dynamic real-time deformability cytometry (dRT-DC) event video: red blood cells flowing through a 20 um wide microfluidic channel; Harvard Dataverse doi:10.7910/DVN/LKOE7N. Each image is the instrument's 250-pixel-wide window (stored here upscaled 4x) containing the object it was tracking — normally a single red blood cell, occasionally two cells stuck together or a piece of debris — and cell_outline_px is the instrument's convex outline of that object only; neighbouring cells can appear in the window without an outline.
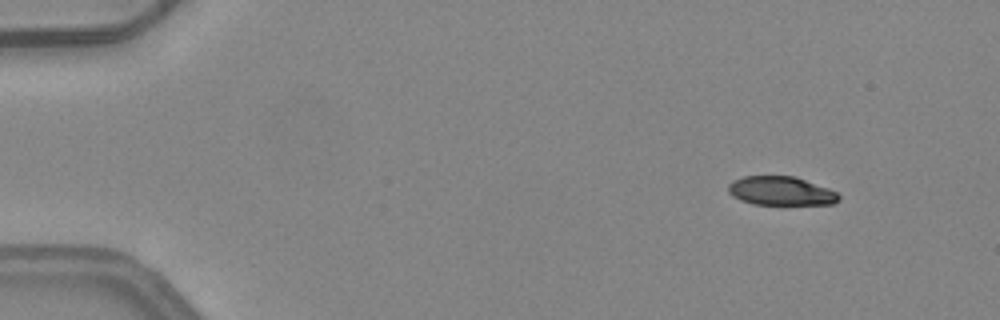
{"species": "common noctule bat (a hibernating species)", "species_latin": "Nyctalus noctula", "temperature_condition": "warm", "stored_images_in_passage": 4, "camera_frame_rate_fps": 3000, "um_per_image_px": 0.085, "animal": {"sex": "female", "body_mass_g": 24.6, "forearm_length_mm": 56.2}, "frame": {"image": 1, "passage_image": 1, "time_ms": 0.0, "image_size_px": [1000, 320], "cell_outline_px": [[840, 200], [832, 204], [752, 204], [740, 200], [732, 196], [728, 192], [728, 184], [732, 180], [744, 176], [796, 176], [828, 188], [836, 192], [840, 196]], "centroid_in_image_um": [66.36, 16.22], "position_along_channel_um": 18.6, "area_um2": 18.67}}
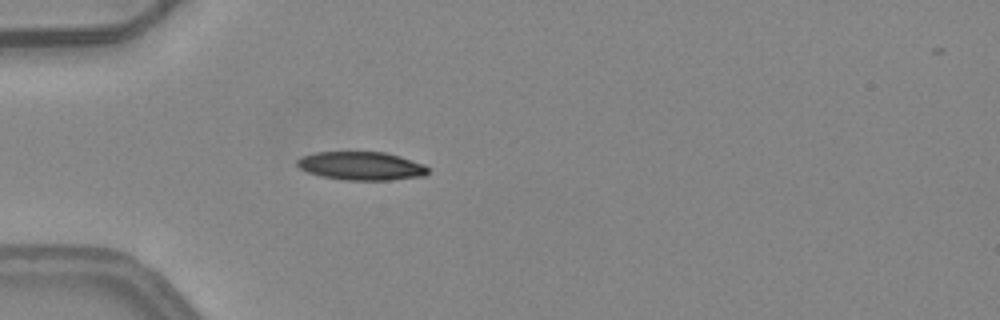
{"frame": {"image": 2, "passage_image": 4, "time_ms": 1.0, "image_size_px": [1000, 320], "cell_outline_px": [[428, 172], [424, 176], [392, 180], [344, 180], [320, 176], [308, 172], [300, 168], [296, 164], [296, 160], [300, 156], [316, 152], [384, 152], [400, 156], [424, 164], [428, 168]], "centroid_in_image_um": [30.69, 14.1], "position_along_channel_um": 54.3, "area_um2": 21.79}}